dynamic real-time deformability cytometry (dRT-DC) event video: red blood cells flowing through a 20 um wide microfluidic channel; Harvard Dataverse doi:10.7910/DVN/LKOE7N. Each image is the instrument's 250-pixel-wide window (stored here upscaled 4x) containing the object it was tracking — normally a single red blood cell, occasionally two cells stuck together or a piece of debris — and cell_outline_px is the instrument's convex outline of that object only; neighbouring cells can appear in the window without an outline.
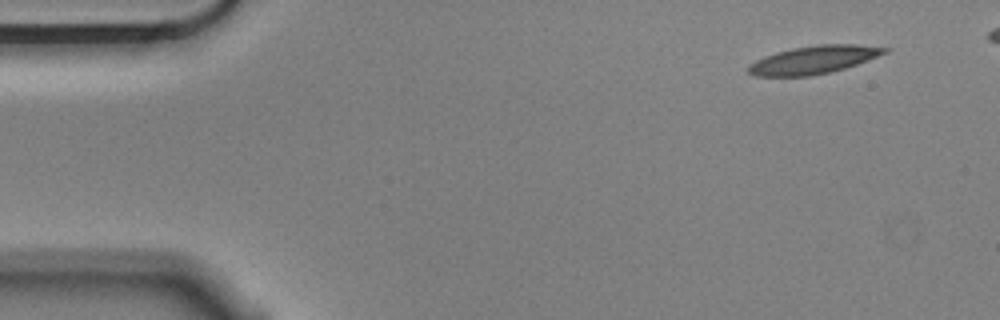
{"species": "Egyptian fruit bat (a non-hibernating species)", "species_latin": "Rousettus aegyptiacus", "temperature_condition": "cold", "stored_images_in_passage": 5, "camera_frame_rate_fps": 3000, "um_per_image_px": 0.085, "animal": {"sex": "male"}, "frame": {"image": 1, "passage_image": 5, "time_ms": 1.333, "image_size_px": [1000, 320], "cell_outline_px": [[892, 48], [888, 52], [856, 64], [844, 68], [828, 72], [808, 76], [756, 76], [748, 72], [748, 64], [764, 56], [776, 52], [792, 48], [816, 44], [856, 44]], "centroid_in_image_um": [69.15, 5.07], "position_along_channel_um": 15.8, "area_um2": 22.14}}